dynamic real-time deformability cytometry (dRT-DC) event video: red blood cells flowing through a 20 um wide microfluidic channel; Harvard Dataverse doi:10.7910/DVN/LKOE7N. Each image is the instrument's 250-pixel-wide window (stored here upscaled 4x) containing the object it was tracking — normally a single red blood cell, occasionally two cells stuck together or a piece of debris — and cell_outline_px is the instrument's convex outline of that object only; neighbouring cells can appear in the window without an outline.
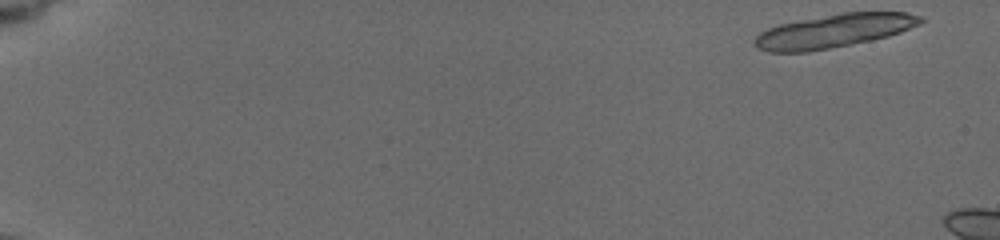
{"species": "common noctule bat (a hibernating species)", "species_latin": "Nyctalus noctula", "temperature_condition": "cold", "stored_images_in_passage": 14, "camera_frame_rate_fps": 3000, "um_per_image_px": 0.085, "animal": {"sex": "female", "body_mass_g": 19.5, "forearm_length_mm": 54.1}, "frame": {"image": 1, "passage_image": 1, "time_ms": 0.0, "image_size_px": [1000, 240], "cell_outline_px": [[924, 20], [920, 24], [900, 32], [888, 36], [872, 40], [852, 44], [808, 52], [768, 52], [756, 48], [752, 44], [752, 40], [760, 32], [768, 28], [780, 24], [844, 12], [904, 12], [924, 16]], "centroid_in_image_um": [70.86, 2.64], "position_along_channel_um": 14.1, "area_um2": 32.43}}